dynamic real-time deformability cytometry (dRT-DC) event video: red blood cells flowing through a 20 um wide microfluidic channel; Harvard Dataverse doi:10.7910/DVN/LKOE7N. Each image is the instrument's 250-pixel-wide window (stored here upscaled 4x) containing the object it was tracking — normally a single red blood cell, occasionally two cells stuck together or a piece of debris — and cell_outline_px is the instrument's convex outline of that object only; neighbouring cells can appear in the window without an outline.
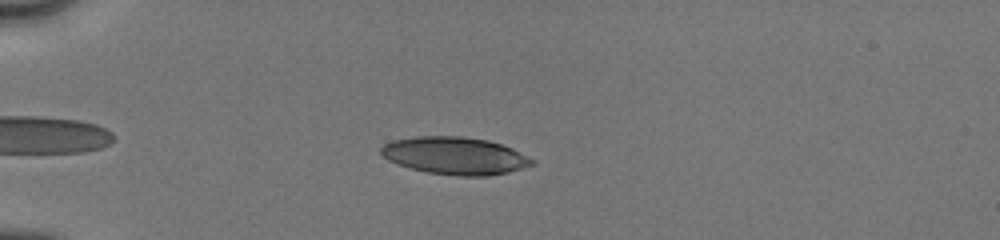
{"species": "human", "species_latin": "Homo sapiens", "temperature_condition": "cold", "stored_images_in_passage": 6, "camera_frame_rate_fps": 3000, "um_per_image_px": 0.085, "donor": {"sex": "male"}, "frame": {"image": 1, "passage_image": 5, "time_ms": 2.0, "image_size_px": [1000, 240], "cell_outline_px": [[536, 164], [508, 172], [488, 176], [456, 176], [428, 172], [396, 164], [388, 160], [380, 152], [380, 148], [384, 144], [392, 140], [416, 136], [460, 136], [488, 140], [512, 148], [536, 160]], "centroid_in_image_um": [38.69, 13.23], "position_along_channel_um": 46.3, "area_um2": 33.06}}